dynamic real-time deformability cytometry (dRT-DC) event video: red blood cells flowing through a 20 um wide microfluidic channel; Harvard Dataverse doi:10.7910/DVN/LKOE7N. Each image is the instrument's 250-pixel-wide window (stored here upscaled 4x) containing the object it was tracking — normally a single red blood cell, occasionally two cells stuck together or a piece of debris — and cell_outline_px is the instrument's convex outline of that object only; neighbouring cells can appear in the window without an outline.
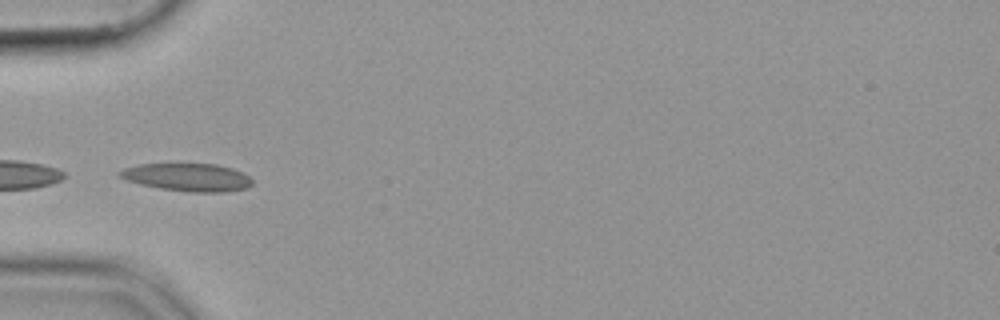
{"species": "common noctule bat (a hibernating species)", "species_latin": "Nyctalus noctula", "temperature_condition": "cold", "stored_images_in_passage": 4, "camera_frame_rate_fps": 3000, "um_per_image_px": 0.085, "animal": {"sex": "female", "body_mass_g": 19.9}, "frame": {"image": 1, "passage_image": 1, "time_ms": 0.0, "image_size_px": [1000, 320], "cell_outline_px": [[252, 184], [244, 188], [224, 192], [188, 192], [160, 188], [140, 184], [128, 180], [120, 176], [116, 172], [124, 168], [140, 164], [216, 164], [232, 168], [248, 176], [252, 180]], "centroid_in_image_um": [15.92, 15.06], "position_along_channel_um": 69.1, "area_um2": 21.27}}